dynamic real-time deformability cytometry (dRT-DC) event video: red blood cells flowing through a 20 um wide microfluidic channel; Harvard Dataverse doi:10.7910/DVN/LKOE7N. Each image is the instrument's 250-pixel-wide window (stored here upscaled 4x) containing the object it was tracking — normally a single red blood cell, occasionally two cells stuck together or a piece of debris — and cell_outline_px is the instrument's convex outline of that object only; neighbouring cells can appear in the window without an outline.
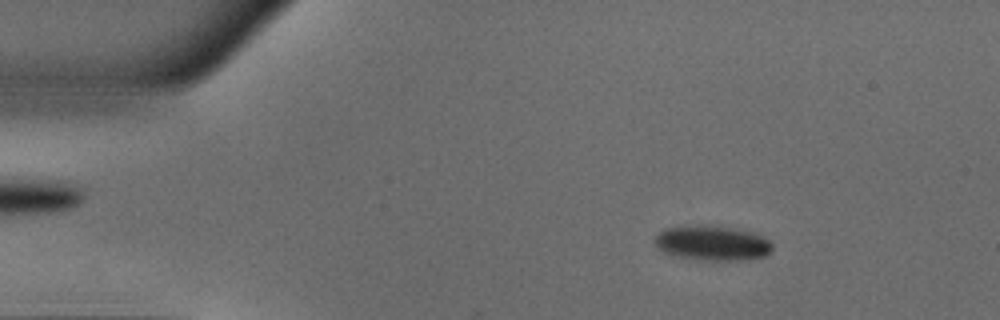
{"species": "common noctule bat (a hibernating species)", "species_latin": "Nyctalus noctula", "temperature_condition": "warm", "stored_images_in_passage": 50, "camera_frame_rate_fps": 3000, "um_per_image_px": 0.085, "animal": {"sex": "male", "body_mass_g": 18.8}, "frame": {"image": 1, "passage_image": 7, "time_ms": 2.0, "image_size_px": [1000, 320], "cell_outline_px": [[772, 252], [764, 256], [748, 260], [704, 260], [672, 256], [656, 248], [652, 240], [664, 228], [696, 224], [700, 224], [728, 228], [752, 232], [764, 236], [772, 244]], "centroid_in_image_um": [60.5, 20.67], "position_along_channel_um": 24.5, "area_um2": 24.22}}
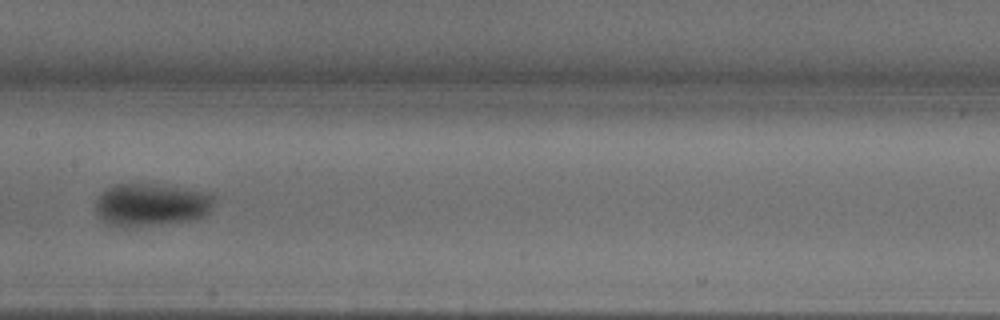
{"frame": {"image": 2, "passage_image": 25, "time_ms": 8.0, "image_size_px": [1000, 320], "cell_outline_px": [[216, 200], [212, 208], [204, 216], [192, 220], [124, 228], [120, 228], [108, 224], [96, 212], [96, 196], [100, 192], [116, 184], [152, 184], [208, 192], [216, 196]], "centroid_in_image_um": [12.85, 17.41], "position_along_channel_um": 194.5, "area_um2": 29.71}}
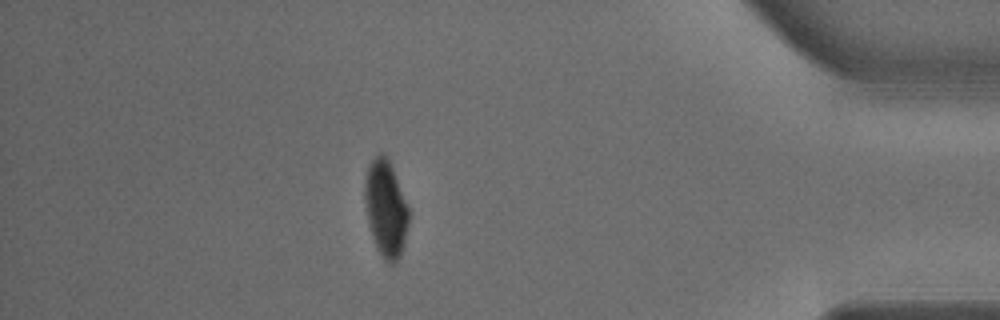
{"frame": {"image": 3, "passage_image": 44, "time_ms": 14.333, "image_size_px": [1000, 320], "cell_outline_px": [[408, 224], [400, 256], [392, 264], [388, 264], [384, 260], [376, 248], [372, 236], [368, 220], [364, 200], [364, 180], [368, 164], [380, 152], [384, 152], [388, 156], [408, 204]], "centroid_in_image_um": [32.78, 17.67], "position_along_channel_um": 402.4, "area_um2": 24.91}, "authors_computed_cell_mechanics": {"area_um2": 26.5013, "velocity_mm_per_s": 3.9507, "shape_relaxation_time_tau1_ms": 5.8429, "shape_relaxation_time_tau2_ms": null, "deformation_change_tau1": 0.1725, "deformation_change_tau2": null}}